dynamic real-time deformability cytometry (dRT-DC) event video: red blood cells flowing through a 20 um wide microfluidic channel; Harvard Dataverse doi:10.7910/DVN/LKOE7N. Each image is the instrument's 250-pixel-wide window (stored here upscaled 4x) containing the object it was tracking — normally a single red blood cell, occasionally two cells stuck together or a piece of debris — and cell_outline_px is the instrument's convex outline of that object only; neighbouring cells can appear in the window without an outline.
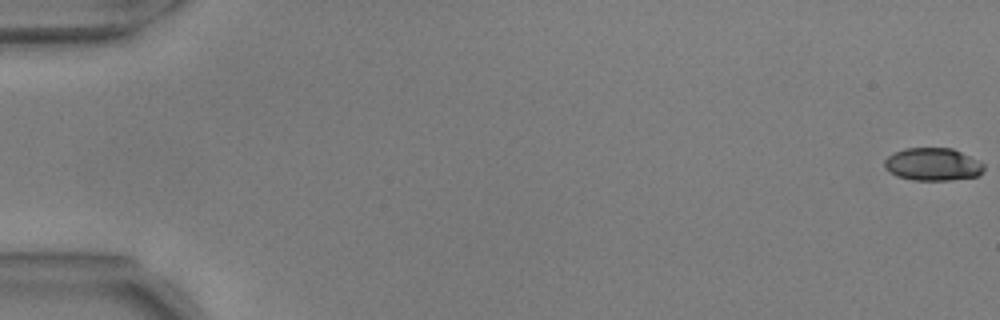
{"species": "common noctule bat (a hibernating species)", "species_latin": "Nyctalus noctula", "temperature_condition": "warm", "stored_images_in_passage": 18, "camera_frame_rate_fps": 3000, "um_per_image_px": 0.085, "animal": {"sex": "male", "body_mass_g": 17.9, "forearm_length_mm": 54.2}, "frame": {"image": 1, "passage_image": 1, "time_ms": 0.0, "image_size_px": [1000, 320], "cell_outline_px": [[984, 168], [976, 176], [952, 180], [912, 180], [896, 176], [888, 172], [884, 168], [884, 160], [888, 156], [904, 148], [952, 148], [984, 164]], "centroid_in_image_um": [79.22, 13.97], "position_along_channel_um": 5.8, "area_um2": 18.84}}
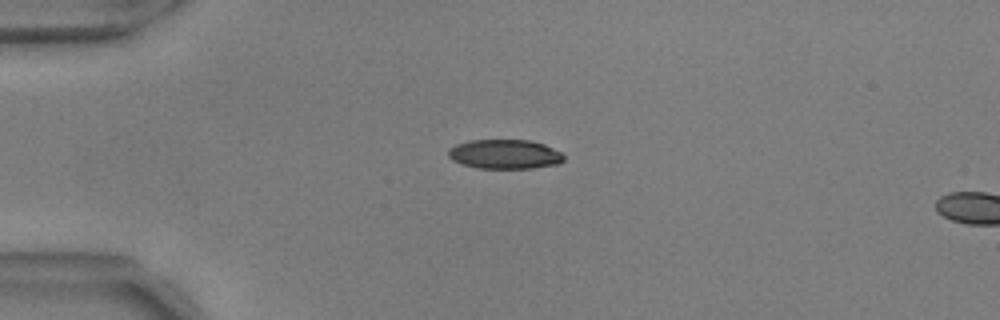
{"frame": {"image": 2, "passage_image": 15, "time_ms": 4.667, "image_size_px": [1000, 320], "cell_outline_px": [[564, 160], [560, 164], [532, 168], [476, 168], [460, 164], [452, 160], [448, 156], [448, 152], [456, 144], [468, 140], [532, 140], [544, 144], [560, 152], [564, 156]], "centroid_in_image_um": [42.91, 13.11], "position_along_channel_um": 42.1, "area_um2": 19.88}}